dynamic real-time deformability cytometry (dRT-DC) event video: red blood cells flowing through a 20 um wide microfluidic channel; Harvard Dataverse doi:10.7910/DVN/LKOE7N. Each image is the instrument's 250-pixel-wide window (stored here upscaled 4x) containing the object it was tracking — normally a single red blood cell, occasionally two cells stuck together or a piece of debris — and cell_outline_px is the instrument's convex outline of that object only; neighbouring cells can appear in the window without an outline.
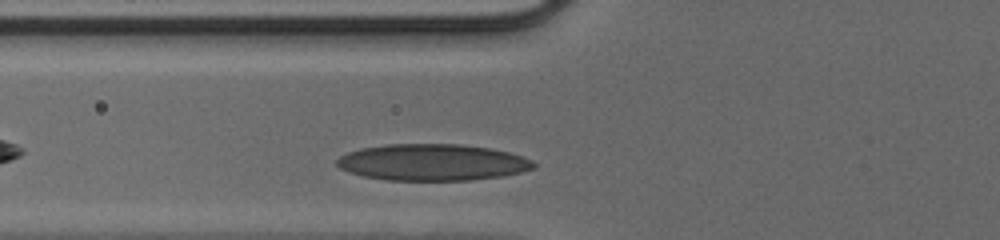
{"species": "human", "species_latin": "Homo sapiens", "temperature_condition": "cold", "stored_images_in_passage": 24, "camera_frame_rate_fps": 3000, "um_per_image_px": 0.085, "donor": {"sex": "male"}, "frame": {"image": 1, "passage_image": 3, "time_ms": 0.667, "image_size_px": [1000, 240], "cell_outline_px": [[536, 168], [504, 176], [472, 180], [384, 180], [364, 176], [348, 172], [340, 168], [336, 164], [336, 160], [340, 156], [348, 152], [360, 148], [388, 144], [460, 144], [488, 148], [508, 152], [532, 160], [536, 164]], "centroid_in_image_um": [36.74, 13.8], "position_along_channel_um": 89.1, "area_um2": 41.96}}
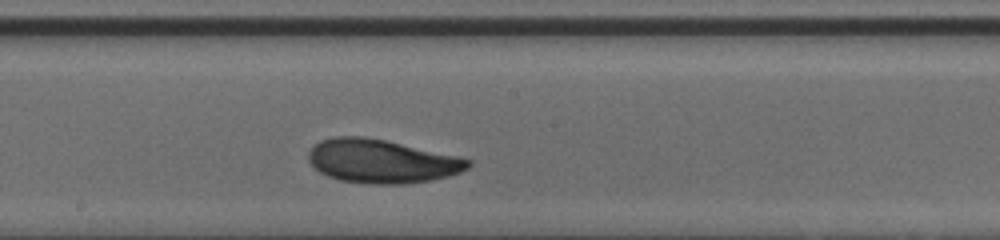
{"frame": {"image": 2, "passage_image": 12, "time_ms": 3.667, "image_size_px": [1000, 240], "cell_outline_px": [[472, 164], [468, 168], [460, 172], [448, 176], [428, 180], [404, 184], [368, 184], [340, 180], [328, 176], [320, 172], [308, 160], [308, 152], [320, 140], [336, 136], [364, 136], [384, 140], [456, 156], [472, 160]], "centroid_in_image_um": [32.42, 13.71], "position_along_channel_um": 215.8, "area_um2": 40.23}}
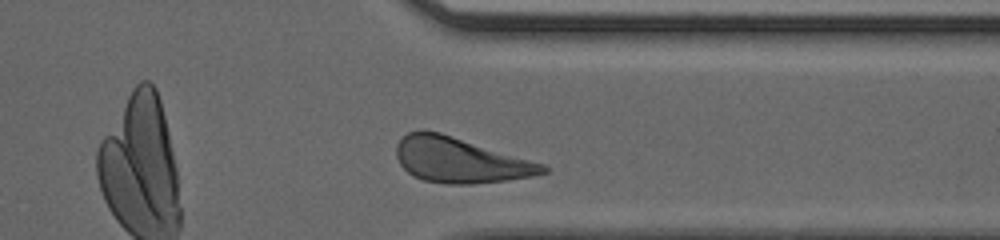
{"frame": {"image": 3, "passage_image": 23, "time_ms": 7.333, "image_size_px": [1000, 240], "cell_outline_px": [[548, 172], [532, 176], [504, 180], [472, 184], [444, 184], [424, 180], [412, 176], [400, 164], [396, 156], [396, 144], [408, 132], [440, 132], [544, 164], [548, 168]], "centroid_in_image_um": [39.1, 13.63], "position_along_channel_um": 372.3, "area_um2": 38.03}}